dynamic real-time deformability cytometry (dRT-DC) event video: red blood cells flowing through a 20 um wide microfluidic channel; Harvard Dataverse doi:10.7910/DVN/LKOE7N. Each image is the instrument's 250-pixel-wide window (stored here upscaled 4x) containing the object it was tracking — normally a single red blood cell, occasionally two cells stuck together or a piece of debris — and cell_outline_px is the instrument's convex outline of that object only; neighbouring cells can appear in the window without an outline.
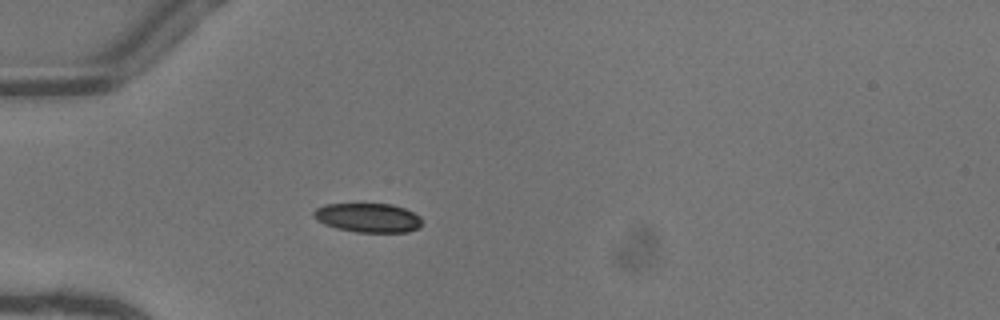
{"species": "common noctule bat (a hibernating species)", "species_latin": "Nyctalus noctula", "temperature_condition": "warm", "stored_images_in_passage": 26, "camera_frame_rate_fps": 3000, "um_per_image_px": 0.085, "animal": {"sex": "female"}, "frame": {"image": 1, "passage_image": 1, "time_ms": 0.0, "image_size_px": [1000, 320], "cell_outline_px": [[420, 228], [408, 232], [356, 232], [336, 228], [324, 224], [316, 220], [312, 216], [312, 212], [316, 208], [324, 204], [392, 204], [404, 208], [420, 216]], "centroid_in_image_um": [31.25, 18.51], "position_along_channel_um": 53.8, "area_um2": 18.5}}
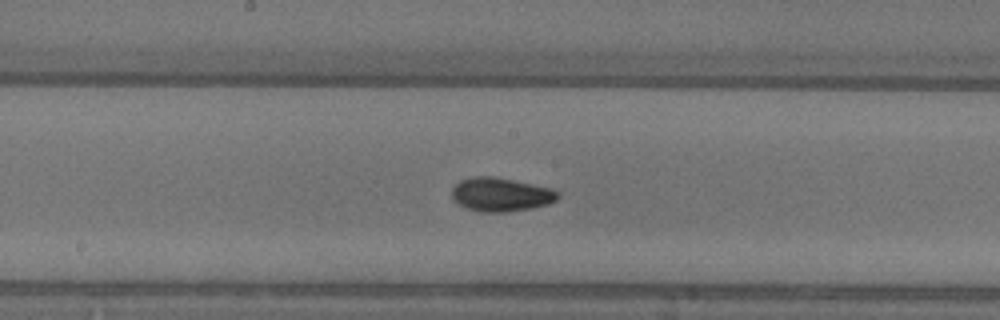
{"frame": {"image": 2, "passage_image": 13, "time_ms": 4.0, "image_size_px": [1000, 320], "cell_outline_px": [[560, 196], [556, 200], [548, 204], [532, 208], [508, 212], [480, 212], [464, 208], [452, 200], [452, 188], [460, 180], [472, 176], [492, 176], [552, 188], [560, 192]], "centroid_in_image_um": [42.55, 16.54], "position_along_channel_um": 205.6, "area_um2": 21.1}}
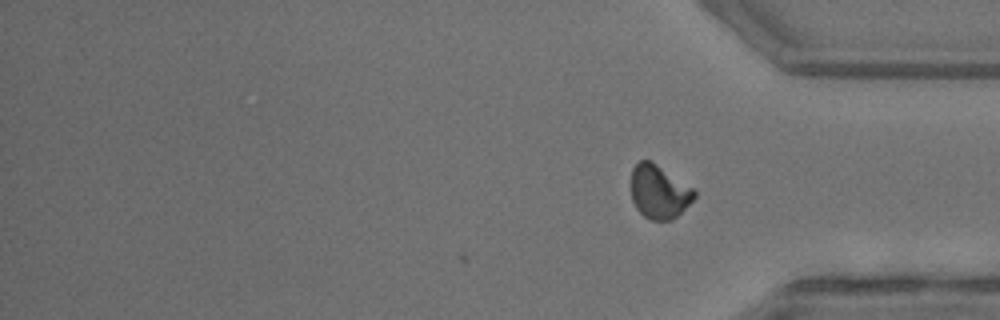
{"frame": {"image": 3, "passage_image": 26, "time_ms": 8.333, "image_size_px": [1000, 320], "cell_outline_px": [[696, 196], [672, 220], [652, 220], [644, 216], [636, 208], [632, 200], [632, 168], [640, 160], [648, 160], [656, 164], [696, 188]], "centroid_in_image_um": [56.04, 16.29], "position_along_channel_um": 379.2, "area_um2": 19.65}, "authors_computed_cell_mechanics": {"area_um2": 19.6809, "velocity_mm_per_s": 4.101, "shape_relaxation_time_tau1_ms": 2.2969, "shape_relaxation_time_tau2_ms": 2.5058, "deformation_change_tau1": 0.1479, "deformation_change_tau2": 0.0763}}